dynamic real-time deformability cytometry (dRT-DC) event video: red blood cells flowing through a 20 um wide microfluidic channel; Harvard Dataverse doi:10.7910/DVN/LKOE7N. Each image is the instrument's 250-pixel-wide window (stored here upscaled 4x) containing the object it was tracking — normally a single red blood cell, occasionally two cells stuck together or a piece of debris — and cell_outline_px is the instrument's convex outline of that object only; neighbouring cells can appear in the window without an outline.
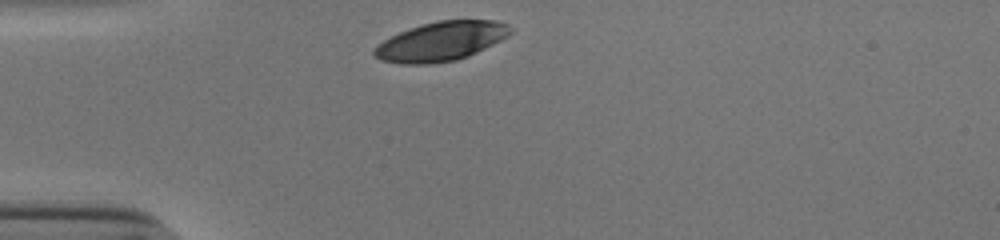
{"species": "human", "species_latin": "Homo sapiens", "temperature_condition": "cold", "stored_images_in_passage": 29, "camera_frame_rate_fps": 3000, "um_per_image_px": 0.085, "donor": {"sex": "male"}, "frame": {"image": 1, "passage_image": 1, "time_ms": 0.0, "image_size_px": [1000, 240], "cell_outline_px": [[512, 32], [508, 36], [468, 56], [456, 60], [428, 64], [400, 64], [380, 60], [372, 52], [372, 48], [376, 44], [400, 32], [436, 20], [496, 20], [508, 24], [512, 28]], "centroid_in_image_um": [37.47, 3.52], "position_along_channel_um": 47.5, "area_um2": 30.98}}
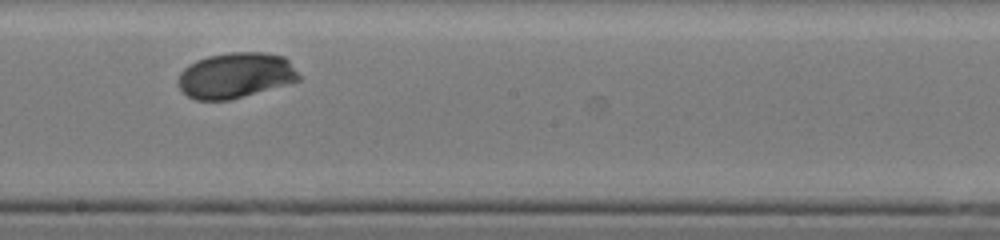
{"frame": {"image": 2, "passage_image": 17, "time_ms": 5.333, "image_size_px": [1000, 240], "cell_outline_px": [[300, 80], [228, 100], [196, 100], [188, 96], [176, 84], [176, 80], [180, 72], [184, 68], [196, 60], [208, 56], [232, 52], [264, 52], [284, 56], [288, 60], [300, 76]], "centroid_in_image_um": [19.98, 6.4], "position_along_channel_um": 228.2, "area_um2": 31.85}}
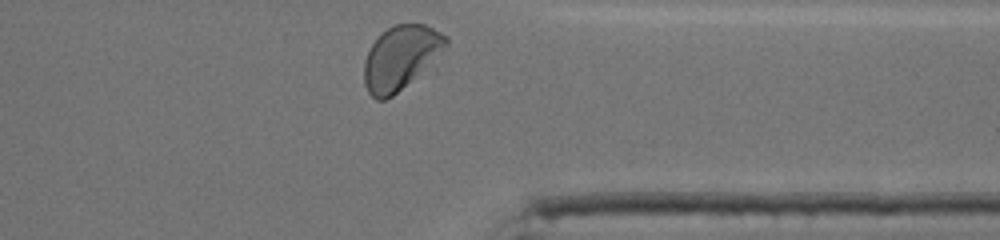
{"frame": {"image": 3, "passage_image": 29, "time_ms": 9.333, "image_size_px": [1000, 240], "cell_outline_px": [[448, 44], [444, 48], [392, 96], [384, 100], [376, 100], [368, 92], [364, 84], [364, 60], [372, 44], [388, 28], [396, 24], [424, 24], [448, 36]], "centroid_in_image_um": [34.0, 4.87], "position_along_channel_um": 377.4, "area_um2": 29.19}, "authors_computed_cell_mechanics": {"area_um2": 31.8478, "velocity_mm_per_s": 3.794, "shape_relaxation_time_tau1_ms": 2.0827, "shape_relaxation_time_tau2_ms": null, "deformation_change_tau1": 0.1234, "deformation_change_tau2": null}}